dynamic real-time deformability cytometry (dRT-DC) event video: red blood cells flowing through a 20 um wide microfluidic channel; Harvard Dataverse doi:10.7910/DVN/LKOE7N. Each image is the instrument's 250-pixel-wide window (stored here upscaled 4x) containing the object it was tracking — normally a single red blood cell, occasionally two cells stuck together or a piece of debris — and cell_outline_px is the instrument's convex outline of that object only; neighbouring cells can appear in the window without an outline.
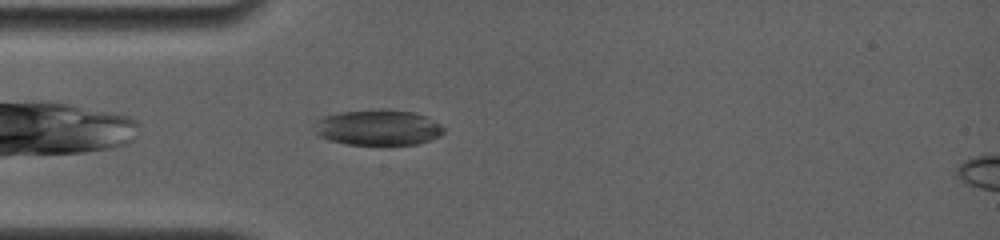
{"species": "common noctule bat (a hibernating species)", "species_latin": "Nyctalus noctula", "temperature_condition": "room temperature", "stored_images_in_passage": 17, "camera_frame_rate_fps": 4000, "um_per_image_px": 0.085, "animal": {"sex": "female", "body_mass_g": 19.0, "forearm_length_mm": 56.7}, "frame": {"image": 1, "passage_image": 1, "time_ms": 0.0, "image_size_px": [1000, 240], "cell_outline_px": [[444, 132], [440, 136], [416, 144], [388, 148], [348, 144], [328, 140], [320, 136], [316, 132], [312, 124], [316, 120], [324, 116], [340, 112], [380, 108], [412, 112], [424, 116], [440, 124], [444, 128]], "centroid_in_image_um": [32.11, 10.88], "position_along_channel_um": 52.9, "area_um2": 27.8}}
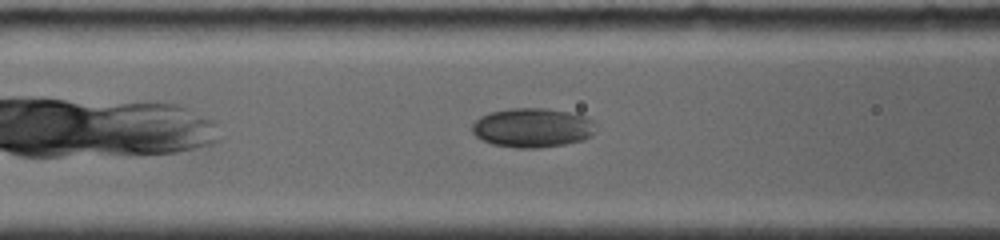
{"frame": {"image": 2, "passage_image": 8, "time_ms": 2.0, "image_size_px": [1000, 240], "cell_outline_px": [[596, 132], [592, 136], [584, 140], [564, 144], [540, 148], [516, 148], [492, 144], [476, 136], [472, 132], [472, 124], [480, 116], [492, 112], [508, 108], [544, 108], [576, 112], [592, 120]], "centroid_in_image_um": [45.29, 10.85], "position_along_channel_um": 121.3, "area_um2": 28.61}}
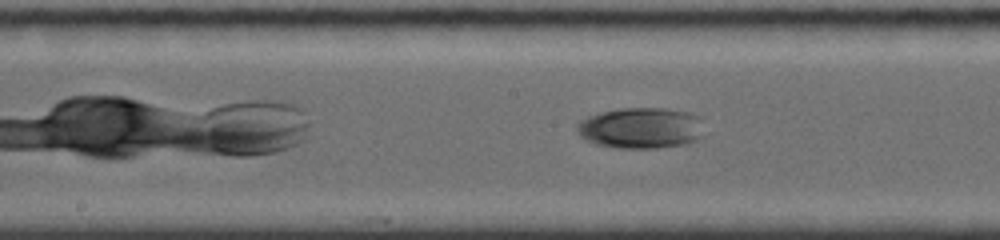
{"frame": {"image": 3, "passage_image": 17, "time_ms": 4.0, "image_size_px": [1000, 240], "cell_outline_px": [[704, 136], [696, 140], [684, 144], [656, 148], [616, 148], [596, 144], [584, 140], [580, 136], [576, 128], [576, 124], [580, 120], [588, 116], [600, 112], [620, 108], [664, 108], [688, 112], [700, 116]], "centroid_in_image_um": [54.47, 10.88], "position_along_channel_um": 193.7, "area_um2": 30.75}}